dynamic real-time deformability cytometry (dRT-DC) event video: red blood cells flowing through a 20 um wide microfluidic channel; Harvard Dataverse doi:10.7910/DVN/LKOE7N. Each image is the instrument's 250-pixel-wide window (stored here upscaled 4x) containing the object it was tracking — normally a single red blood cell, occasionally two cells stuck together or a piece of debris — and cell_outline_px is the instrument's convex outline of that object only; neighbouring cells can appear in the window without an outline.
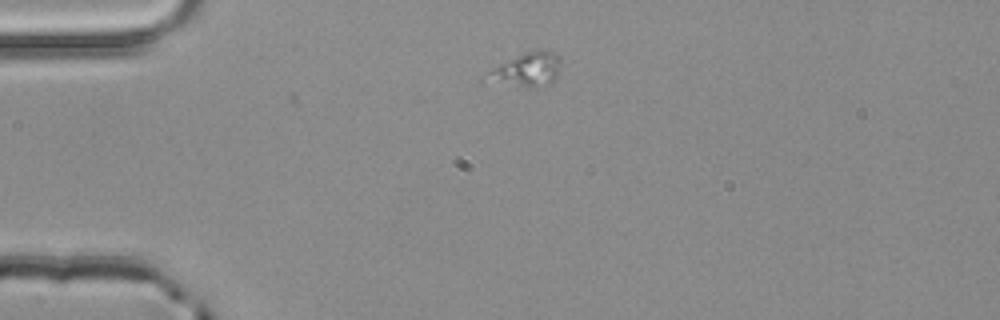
{"species": "common noctule bat (a hibernating species)", "species_latin": "Nyctalus noctula", "temperature_condition": "room temperature", "stored_images_in_passage": 1, "camera_frame_rate_fps": 3000, "um_per_image_px": 0.085, "animal": {"sex": "male", "body_mass_g": 20.4}, "frame": {"image": 1, "passage_image": 1, "time_ms": 0.0, "image_size_px": [1000, 320], "cell_outline_px": [[560, 64], [556, 76], [548, 84], [532, 88], [528, 88], [480, 84], [480, 76], [500, 64], [524, 52], [540, 48], [544, 48], [552, 52], [560, 60]], "centroid_in_image_um": [44.59, 5.98], "position_along_channel_um": 40.4, "area_um2": 15.49}}